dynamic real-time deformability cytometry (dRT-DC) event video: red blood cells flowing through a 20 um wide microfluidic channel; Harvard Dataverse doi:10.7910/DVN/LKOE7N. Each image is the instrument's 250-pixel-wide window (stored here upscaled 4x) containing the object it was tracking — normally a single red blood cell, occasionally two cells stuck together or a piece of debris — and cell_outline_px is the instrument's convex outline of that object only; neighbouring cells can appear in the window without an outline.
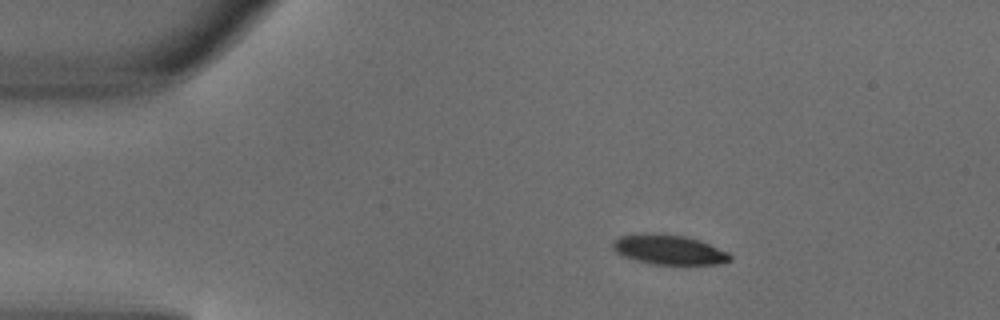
{"species": "common noctule bat (a hibernating species)", "species_latin": "Nyctalus noctula", "temperature_condition": "warm", "stored_images_in_passage": 5, "camera_frame_rate_fps": 3000, "um_per_image_px": 0.085, "animal": {"sex": "male", "body_mass_g": 18.8}, "frame": {"image": 1, "passage_image": 3, "time_ms": 0.667, "image_size_px": [1000, 320], "cell_outline_px": [[732, 260], [720, 264], [656, 264], [636, 260], [624, 256], [616, 252], [612, 248], [612, 240], [620, 236], [684, 236], [700, 240], [728, 252], [732, 256]], "centroid_in_image_um": [56.92, 21.27], "position_along_channel_um": 28.1, "area_um2": 19.42}}
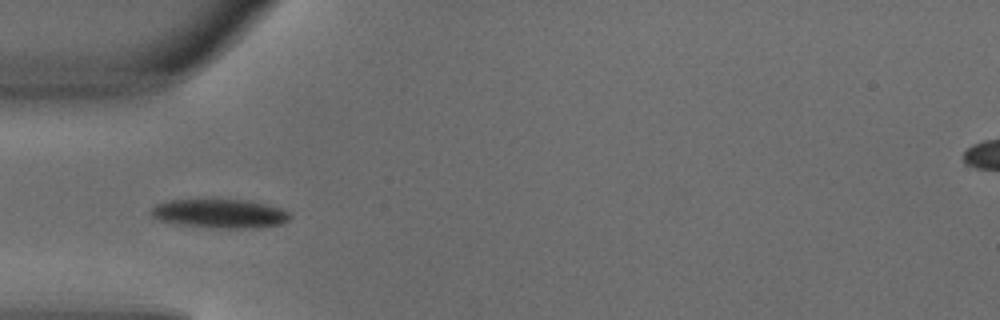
{"frame": {"image": 2, "passage_image": 5, "time_ms": 1.333, "image_size_px": [1000, 320], "cell_outline_px": [[292, 216], [288, 220], [280, 224], [260, 228], [216, 228], [176, 224], [160, 220], [152, 216], [152, 208], [156, 204], [168, 200], [248, 200], [268, 204], [292, 212]], "centroid_in_image_um": [18.75, 18.16], "position_along_channel_um": 66.2, "area_um2": 23.52}}